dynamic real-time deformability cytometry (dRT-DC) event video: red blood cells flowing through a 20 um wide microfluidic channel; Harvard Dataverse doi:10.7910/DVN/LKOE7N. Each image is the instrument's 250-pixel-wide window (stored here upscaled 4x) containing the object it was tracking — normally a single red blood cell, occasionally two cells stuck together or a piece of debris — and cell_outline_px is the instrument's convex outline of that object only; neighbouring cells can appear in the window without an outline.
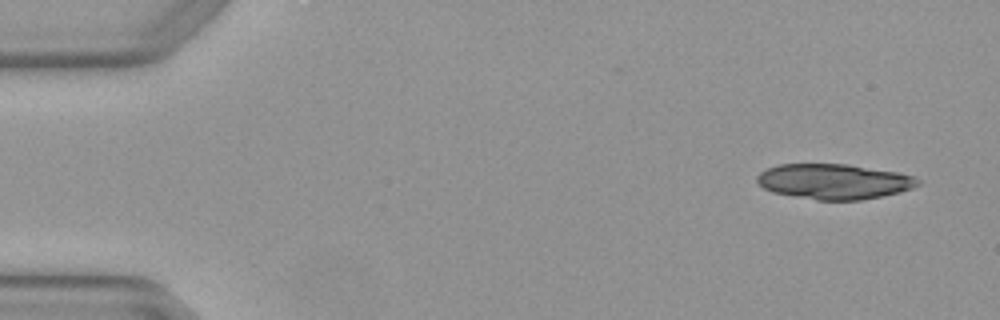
{"species": "Egyptian fruit bat (a non-hibernating species)", "species_latin": "Rousettus aegyptiacus", "temperature_condition": "warm", "stored_images_in_passage": 4, "segment_of_instrument_passage": [1, 2], "camera_frame_rate_fps": 3000, "um_per_image_px": 0.085, "animal": {"sex": "female"}, "frame": {"image": 1, "passage_image": 1, "time_ms": 0.0, "image_size_px": [1000, 320], "cell_outline_px": [[920, 184], [912, 188], [900, 192], [860, 200], [816, 200], [792, 196], [772, 192], [764, 188], [756, 180], [756, 176], [760, 172], [768, 168], [780, 164], [848, 164], [896, 172], [916, 176], [920, 180]], "centroid_in_image_um": [70.89, 15.43], "position_along_channel_um": 14.1, "area_um2": 33.06}}